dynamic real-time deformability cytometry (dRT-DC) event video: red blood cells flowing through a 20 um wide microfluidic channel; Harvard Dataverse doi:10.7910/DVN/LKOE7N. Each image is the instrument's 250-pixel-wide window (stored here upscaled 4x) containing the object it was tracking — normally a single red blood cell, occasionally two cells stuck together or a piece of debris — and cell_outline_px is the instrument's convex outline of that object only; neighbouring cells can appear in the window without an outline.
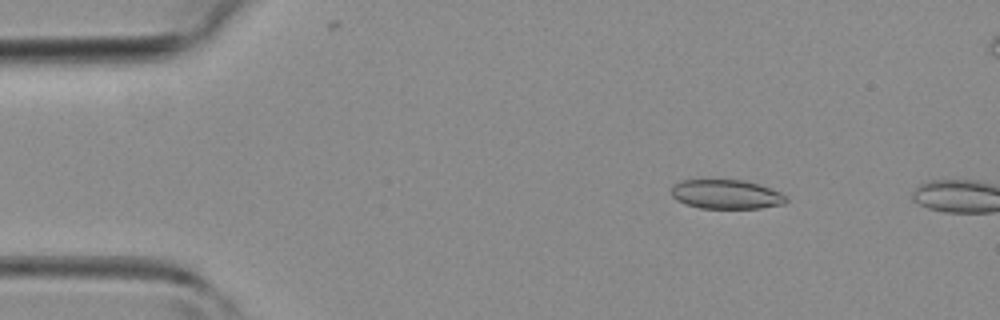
{"species": "common noctule bat (a hibernating species)", "species_latin": "Nyctalus noctula", "temperature_condition": "room temperature", "stored_images_in_passage": 3, "camera_frame_rate_fps": 3000, "um_per_image_px": 0.085, "animal": {"sex": "female", "body_mass_g": 19.3, "forearm_length_mm": 54.1}, "frame": {"image": 1, "passage_image": 1, "time_ms": 0.0, "image_size_px": [1000, 320], "cell_outline_px": [[788, 200], [784, 204], [760, 208], [700, 208], [676, 200], [672, 196], [672, 188], [680, 180], [744, 180], [780, 192]], "centroid_in_image_um": [61.72, 16.52], "position_along_channel_um": 23.3, "area_um2": 19.25}}